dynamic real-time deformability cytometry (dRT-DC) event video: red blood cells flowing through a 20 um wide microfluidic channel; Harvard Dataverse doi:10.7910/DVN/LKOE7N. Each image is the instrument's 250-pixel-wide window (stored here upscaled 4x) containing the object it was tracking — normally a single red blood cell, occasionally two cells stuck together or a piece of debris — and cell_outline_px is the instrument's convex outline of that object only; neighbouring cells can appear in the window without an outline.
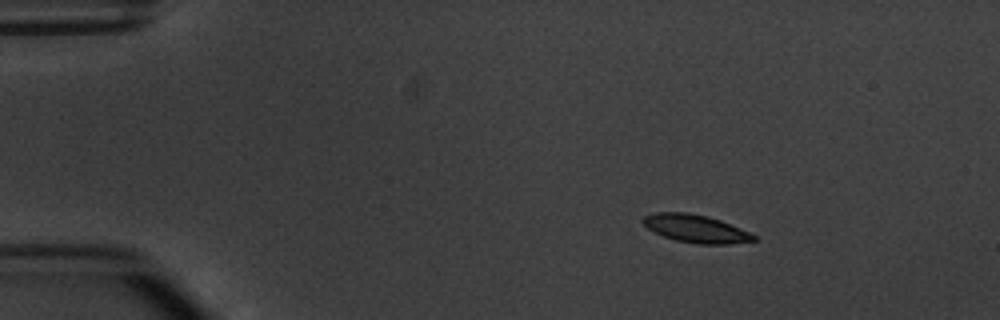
{"species": "common noctule bat (a hibernating species)", "species_latin": "Nyctalus noctula", "temperature_condition": "warm", "stored_images_in_passage": 3, "camera_frame_rate_fps": 3000, "um_per_image_px": 0.085, "animal": {"sex": "male", "body_mass_g": 20.1, "forearm_length_mm": 53.5}, "frame": {"image": 1, "passage_image": 1, "time_ms": 0.0, "image_size_px": [1000, 320], "cell_outline_px": [[756, 240], [728, 244], [696, 244], [676, 240], [664, 236], [648, 228], [640, 220], [644, 216], [656, 212], [688, 212], [708, 216], [720, 220], [748, 232], [756, 236]], "centroid_in_image_um": [59.11, 19.42], "position_along_channel_um": 25.9, "area_um2": 17.8}}
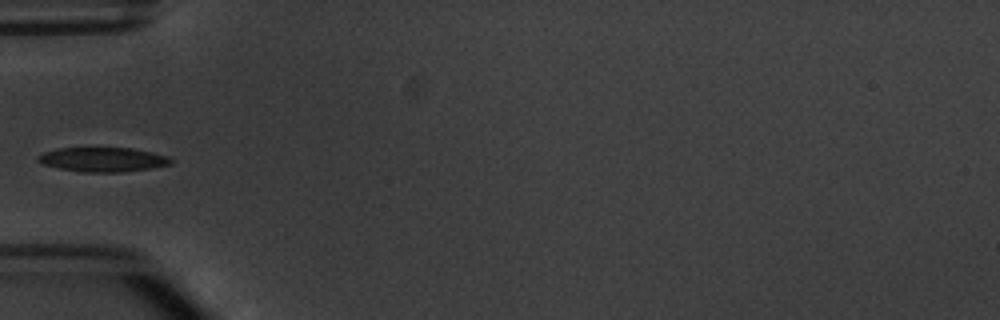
{"frame": {"image": 2, "passage_image": 3, "time_ms": 3.333, "image_size_px": [1000, 320], "cell_outline_px": [[172, 164], [152, 168], [124, 172], [80, 172], [60, 168], [44, 164], [36, 160], [36, 156], [44, 152], [56, 148], [132, 148], [152, 152], [168, 156], [172, 160]], "centroid_in_image_um": [8.75, 13.56], "position_along_channel_um": 76.3, "area_um2": 18.96}}